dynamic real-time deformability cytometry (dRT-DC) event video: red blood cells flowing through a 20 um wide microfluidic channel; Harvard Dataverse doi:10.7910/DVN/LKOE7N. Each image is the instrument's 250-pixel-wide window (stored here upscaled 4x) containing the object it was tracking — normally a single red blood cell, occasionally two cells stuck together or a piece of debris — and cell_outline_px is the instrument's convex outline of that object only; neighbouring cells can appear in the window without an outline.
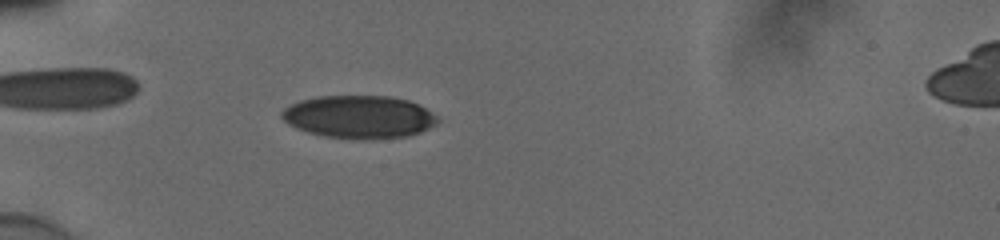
{"species": "human", "species_latin": "Homo sapiens", "temperature_condition": "cold", "stored_images_in_passage": 40, "camera_frame_rate_fps": 3000, "um_per_image_px": 0.085, "donor": {"sex": "male"}, "frame": {"image": 1, "passage_image": 3, "time_ms": 0.667, "image_size_px": [1000, 240], "cell_outline_px": [[440, 120], [436, 124], [420, 132], [408, 136], [368, 140], [352, 140], [324, 136], [308, 132], [296, 128], [288, 124], [280, 116], [280, 112], [284, 108], [300, 100], [316, 96], [392, 96], [408, 100], [424, 108], [436, 116]], "centroid_in_image_um": [30.49, 9.95], "position_along_channel_um": 54.5, "area_um2": 39.19}}
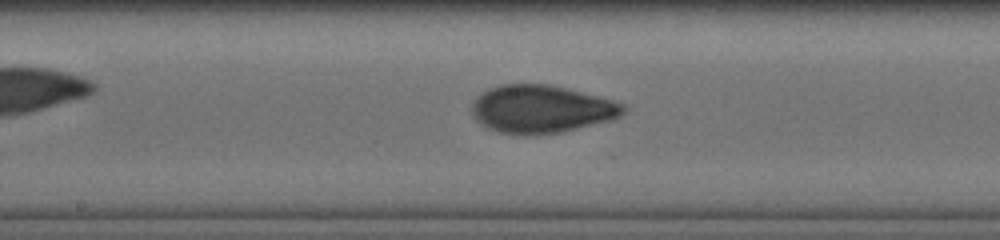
{"frame": {"image": 2, "passage_image": 16, "time_ms": 5.0, "image_size_px": [1000, 240], "cell_outline_px": [[628, 108], [620, 116], [612, 120], [560, 132], [524, 136], [500, 132], [488, 128], [480, 124], [472, 116], [472, 100], [476, 96], [488, 88], [500, 84], [548, 84], [612, 100], [624, 104]], "centroid_in_image_um": [45.97, 9.28], "position_along_channel_um": 202.2, "area_um2": 42.37}}
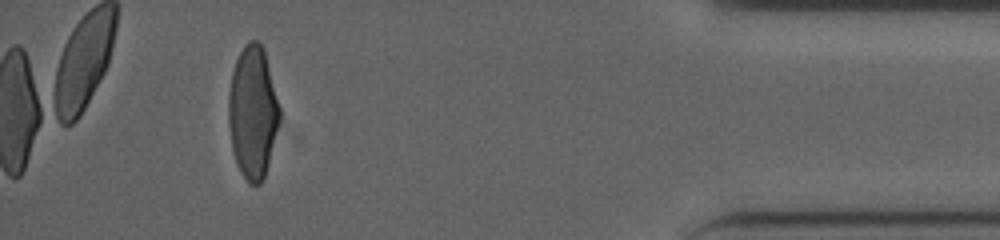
{"frame": {"image": 3, "passage_image": 36, "time_ms": 11.667, "image_size_px": [1000, 240], "cell_outline_px": [[280, 116], [268, 164], [264, 176], [260, 184], [248, 184], [240, 172], [232, 148], [228, 124], [228, 96], [232, 72], [236, 60], [244, 44], [248, 40], [256, 40], [264, 48], [280, 108]], "centroid_in_image_um": [21.47, 9.52], "position_along_channel_um": 413.7, "area_um2": 39.25}, "authors_computed_cell_mechanics": {"area_um2": 40.7201, "velocity_mm_per_s": 3.8874, "shape_relaxation_time_tau1_ms": 7.6953, "shape_relaxation_time_tau2_ms": 0.8637, "deformation_change_tau1": 0.218, "deformation_change_tau2": 0.0601}}